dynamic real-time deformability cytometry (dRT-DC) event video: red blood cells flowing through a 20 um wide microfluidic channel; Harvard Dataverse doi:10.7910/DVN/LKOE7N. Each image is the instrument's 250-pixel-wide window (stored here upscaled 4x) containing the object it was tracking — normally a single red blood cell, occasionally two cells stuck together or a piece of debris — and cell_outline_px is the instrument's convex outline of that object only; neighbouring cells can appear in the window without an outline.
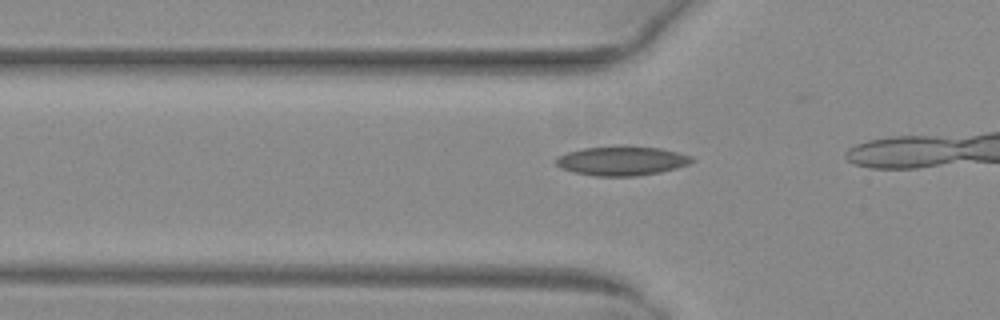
{"species": "common noctule bat (a hibernating species)", "species_latin": "Nyctalus noctula", "temperature_condition": "warm", "stored_images_in_passage": 6, "camera_frame_rate_fps": 3000, "um_per_image_px": 0.085, "animal": {"sex": "female", "body_mass_g": 29.2, "forearm_length_mm": 56.3}, "frame": {"image": 1, "passage_image": 4, "time_ms": 1.0, "image_size_px": [1000, 320], "cell_outline_px": [[696, 160], [688, 164], [676, 168], [660, 172], [636, 176], [596, 176], [576, 172], [560, 168], [556, 164], [556, 156], [568, 152], [584, 148], [620, 144], [624, 144], [660, 148], [692, 156]], "centroid_in_image_um": [52.86, 13.64], "position_along_channel_um": 72.9, "area_um2": 23.52}}